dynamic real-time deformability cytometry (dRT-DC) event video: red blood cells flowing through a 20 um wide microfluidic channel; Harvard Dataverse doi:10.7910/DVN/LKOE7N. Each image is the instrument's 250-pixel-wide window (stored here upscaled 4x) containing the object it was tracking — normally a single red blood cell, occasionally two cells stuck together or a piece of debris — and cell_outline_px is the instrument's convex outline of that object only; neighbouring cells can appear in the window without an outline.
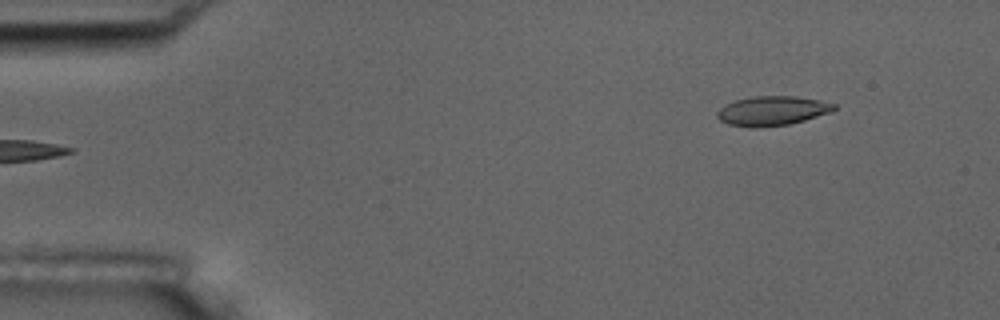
{"species": "common noctule bat (a hibernating species)", "species_latin": "Nyctalus noctula", "temperature_condition": "room temperature", "stored_images_in_passage": 5, "segment_of_instrument_passage": [2, 2], "camera_frame_rate_fps": 3000, "um_per_image_px": 0.085, "animal": {"sex": "male", "body_mass_g": 17.5, "forearm_length_mm": 52.3}, "frame": {"image": 1, "passage_image": 5, "time_ms": 4.667, "image_size_px": [1000, 320], "cell_outline_px": [[836, 108], [832, 112], [804, 120], [788, 124], [752, 128], [728, 124], [720, 120], [716, 116], [716, 112], [724, 104], [736, 100], [752, 96], [796, 96], [820, 100], [836, 104]], "centroid_in_image_um": [65.62, 9.41], "position_along_channel_um": 19.4, "area_um2": 20.11}}